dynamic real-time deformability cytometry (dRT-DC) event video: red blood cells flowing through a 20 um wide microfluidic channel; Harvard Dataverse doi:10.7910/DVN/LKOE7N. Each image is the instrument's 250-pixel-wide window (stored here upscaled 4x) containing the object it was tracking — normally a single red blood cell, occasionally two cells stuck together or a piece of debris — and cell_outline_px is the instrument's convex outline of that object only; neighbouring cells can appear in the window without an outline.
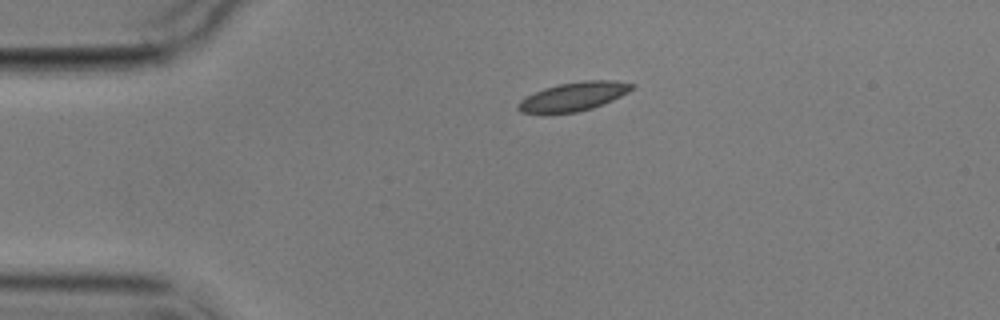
{"species": "common noctule bat (a hibernating species)", "species_latin": "Nyctalus noctula", "temperature_condition": "cold", "stored_images_in_passage": 2, "camera_frame_rate_fps": 3000, "um_per_image_px": 0.085, "animal": {"sex": "male", "body_mass_g": 17.9}, "frame": {"image": 1, "passage_image": 1, "time_ms": 0.0, "image_size_px": [1000, 320], "cell_outline_px": [[636, 88], [604, 104], [592, 108], [576, 112], [544, 116], [520, 112], [516, 108], [516, 104], [520, 100], [544, 88], [560, 84], [584, 80], [616, 80], [636, 84]], "centroid_in_image_um": [48.72, 8.24], "position_along_channel_um": 36.3, "area_um2": 19.65}}